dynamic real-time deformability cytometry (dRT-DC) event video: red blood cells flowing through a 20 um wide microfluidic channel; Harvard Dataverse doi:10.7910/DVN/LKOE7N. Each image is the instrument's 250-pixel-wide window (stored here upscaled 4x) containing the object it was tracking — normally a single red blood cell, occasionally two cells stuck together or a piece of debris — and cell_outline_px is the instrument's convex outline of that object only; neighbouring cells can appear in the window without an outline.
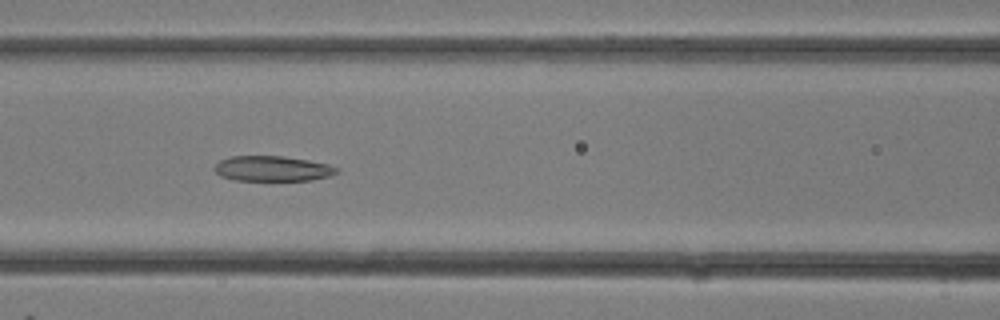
{"species": "common noctule bat (a hibernating species)", "species_latin": "Nyctalus noctula", "temperature_condition": "room temperature", "stored_images_in_passage": 27, "camera_frame_rate_fps": 3000, "um_per_image_px": 0.085, "animal": {"sex": "female"}, "frame": {"image": 1, "passage_image": 11, "time_ms": 3.333, "image_size_px": [1000, 320], "cell_outline_px": [[340, 168], [332, 176], [312, 180], [236, 180], [220, 176], [212, 168], [220, 160], [232, 156], [284, 156], [308, 160], [328, 164]], "centroid_in_image_um": [23.17, 14.33], "position_along_channel_um": 143.4, "area_um2": 18.03}}
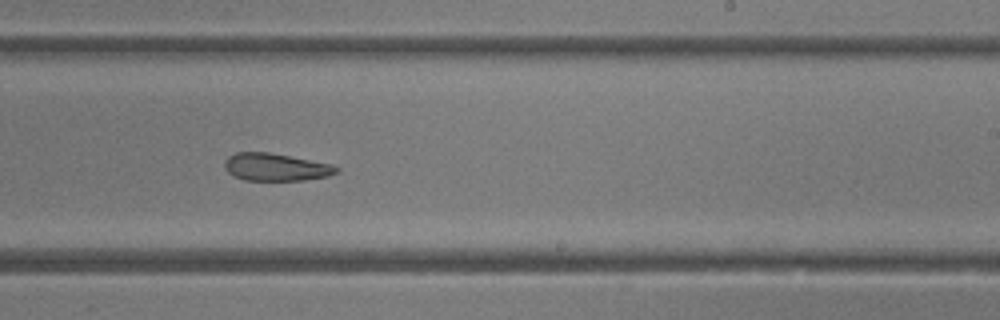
{"frame": {"image": 2, "passage_image": 16, "time_ms": 5.0, "image_size_px": [1000, 320], "cell_outline_px": [[340, 172], [328, 176], [304, 180], [244, 180], [228, 172], [224, 168], [224, 160], [228, 156], [236, 152], [268, 152], [332, 164], [340, 168]], "centroid_in_image_um": [23.45, 14.2], "position_along_channel_um": 265.5, "area_um2": 17.98}}
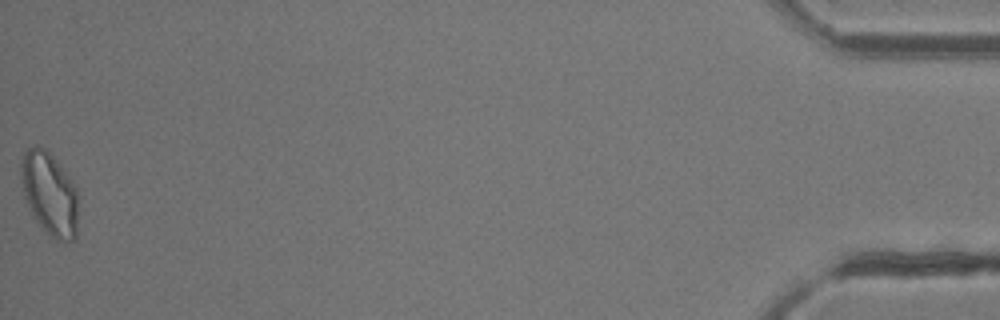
{"frame": {"image": 3, "passage_image": 27, "time_ms": 8.667, "image_size_px": [1000, 320], "cell_outline_px": [[76, 240], [64, 244], [56, 240], [32, 216], [24, 196], [20, 172], [20, 164], [24, 152], [28, 148], [36, 144], [44, 148], [56, 160], [68, 176], [76, 188]], "centroid_in_image_um": [4.19, 16.47], "position_along_channel_um": 431.0, "area_um2": 27.51}}